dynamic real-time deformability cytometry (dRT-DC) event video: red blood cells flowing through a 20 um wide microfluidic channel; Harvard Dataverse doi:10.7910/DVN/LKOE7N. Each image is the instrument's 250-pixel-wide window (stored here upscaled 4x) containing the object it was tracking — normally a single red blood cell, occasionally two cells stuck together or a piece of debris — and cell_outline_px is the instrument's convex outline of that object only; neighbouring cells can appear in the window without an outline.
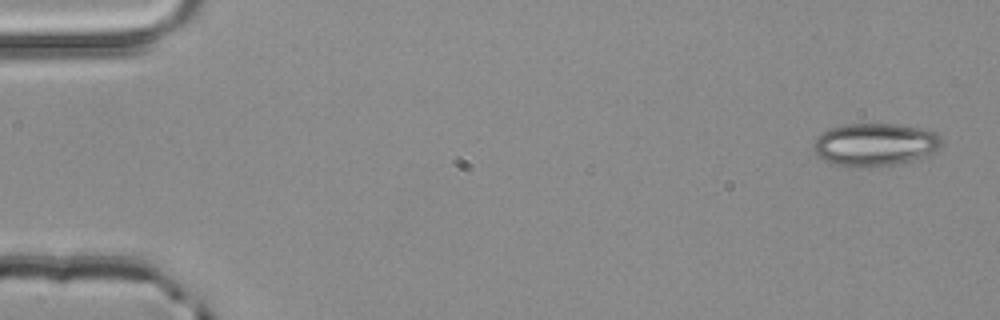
{"species": "common noctule bat (a hibernating species)", "species_latin": "Nyctalus noctula", "temperature_condition": "room temperature", "stored_images_in_passage": 3, "camera_frame_rate_fps": 3000, "um_per_image_px": 0.085, "animal": {"sex": "male", "body_mass_g": 20.4}, "frame": {"image": 1, "passage_image": 1, "time_ms": 0.0, "image_size_px": [1000, 320], "cell_outline_px": [[944, 144], [936, 152], [924, 156], [896, 164], [836, 164], [824, 160], [816, 156], [812, 148], [812, 144], [816, 136], [832, 128], [848, 124], [896, 124], [920, 128], [936, 132], [940, 136]], "centroid_in_image_um": [74.4, 12.24], "position_along_channel_um": 10.6, "area_um2": 31.27}}